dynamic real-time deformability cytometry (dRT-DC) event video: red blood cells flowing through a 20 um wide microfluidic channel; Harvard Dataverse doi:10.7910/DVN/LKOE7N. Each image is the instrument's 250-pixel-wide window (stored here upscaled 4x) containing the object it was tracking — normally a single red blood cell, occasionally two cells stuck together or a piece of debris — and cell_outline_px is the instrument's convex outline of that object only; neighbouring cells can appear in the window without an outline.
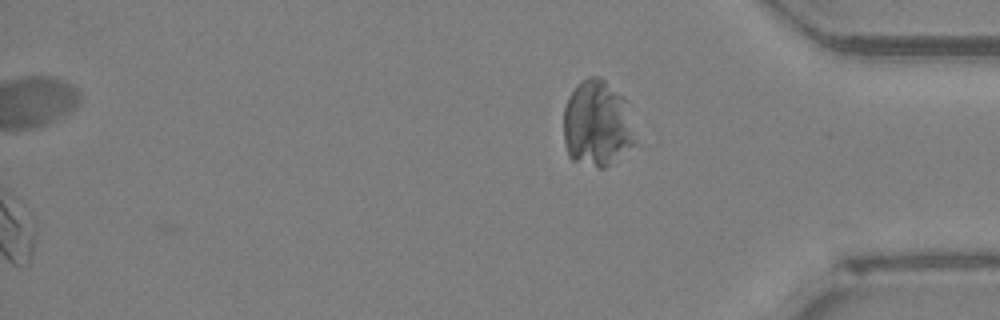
{"species": "Egyptian fruit bat (a non-hibernating species)", "species_latin": "Rousettus aegyptiacus", "temperature_condition": "room temperature", "stored_images_in_passage": 50, "segment_of_instrument_passage": [2, 2], "camera_frame_rate_fps": 3000, "um_per_image_px": 0.085, "animal": {"sex": "female"}, "frame": {"image": 1, "passage_image": 50, "time_ms": 16.333, "image_size_px": [1000, 320], "cell_outline_px": [[636, 144], [604, 168], [600, 168], [572, 160], [568, 156], [564, 144], [564, 108], [568, 96], [576, 84], [588, 76], [600, 76], [624, 96], [636, 140]], "centroid_in_image_um": [50.73, 10.49], "position_along_channel_um": 384.5, "area_um2": 36.18}}